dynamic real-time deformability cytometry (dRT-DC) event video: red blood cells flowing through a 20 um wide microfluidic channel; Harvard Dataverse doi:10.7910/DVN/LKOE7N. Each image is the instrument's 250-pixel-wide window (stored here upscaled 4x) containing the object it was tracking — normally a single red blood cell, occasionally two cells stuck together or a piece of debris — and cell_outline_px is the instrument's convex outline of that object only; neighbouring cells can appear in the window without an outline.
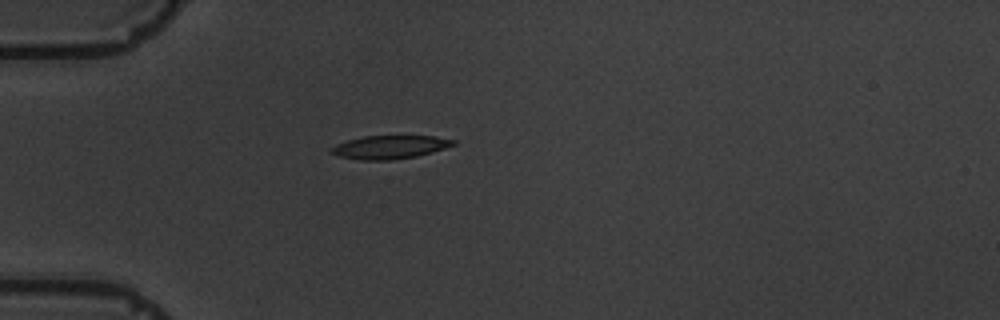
{"species": "common noctule bat (a hibernating species)", "species_latin": "Nyctalus noctula", "temperature_condition": "warm", "stored_images_in_passage": 3, "camera_frame_rate_fps": 3000, "um_per_image_px": 0.085, "animal": {"sex": "male", "body_mass_g": 19.5, "forearm_length_mm": 54.6}, "frame": {"image": 1, "passage_image": 1, "time_ms": 0.0, "image_size_px": [1000, 320], "cell_outline_px": [[456, 144], [432, 152], [416, 156], [388, 160], [360, 160], [340, 156], [328, 152], [336, 144], [348, 140], [364, 136], [436, 136], [456, 140]], "centroid_in_image_um": [33.14, 12.5], "position_along_channel_um": 51.9, "area_um2": 16.47}}
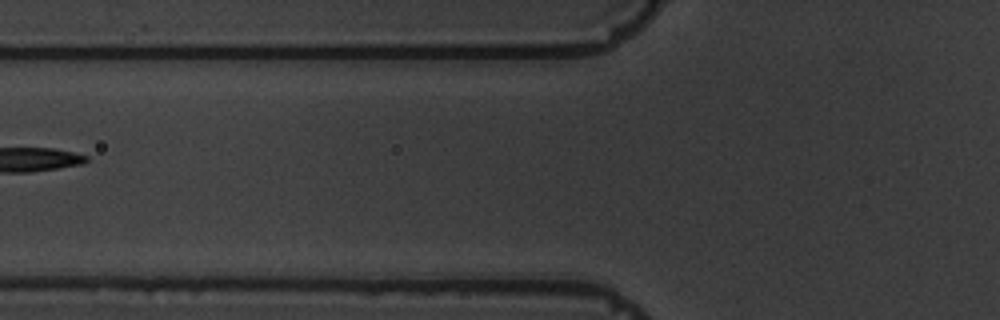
{"frame": {"image": 2, "passage_image": 3, "time_ms": 2.333, "image_size_px": [1000, 320], "cell_outline_px": [[572, 240], [412, 240], [404, 236], [404, 232], [412, 224], [500, 224], [564, 228], [572, 236]], "centroid_in_image_um": [41.19, 19.76], "position_along_channel_um": 84.6, "area_um2": 17.69}}